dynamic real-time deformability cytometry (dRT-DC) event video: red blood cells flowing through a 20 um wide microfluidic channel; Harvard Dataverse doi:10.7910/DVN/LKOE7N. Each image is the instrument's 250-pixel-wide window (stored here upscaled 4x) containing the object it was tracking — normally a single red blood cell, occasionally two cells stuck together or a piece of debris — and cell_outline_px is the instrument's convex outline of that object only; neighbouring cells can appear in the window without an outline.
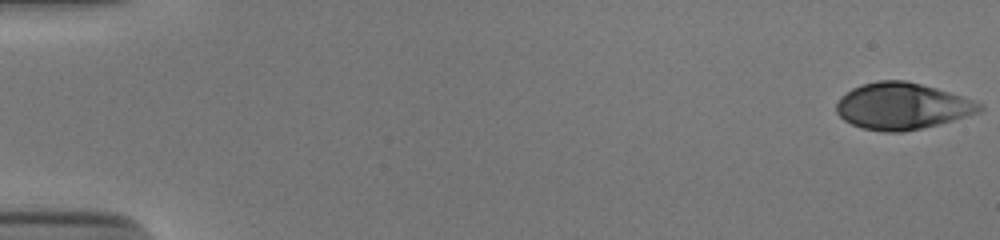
{"species": "human", "species_latin": "Homo sapiens", "temperature_condition": "cold", "stored_images_in_passage": 53, "camera_frame_rate_fps": 3000, "um_per_image_px": 0.085, "donor": {"sex": "male"}, "frame": {"image": 1, "passage_image": 1, "time_ms": 0.0, "image_size_px": [1000, 240], "cell_outline_px": [[984, 108], [980, 112], [952, 120], [904, 132], [884, 132], [864, 128], [852, 124], [844, 120], [836, 112], [836, 104], [840, 96], [852, 88], [860, 84], [876, 80], [904, 80], [936, 88], [984, 104]], "centroid_in_image_um": [76.64, 9.01], "position_along_channel_um": 8.4, "area_um2": 38.67}}
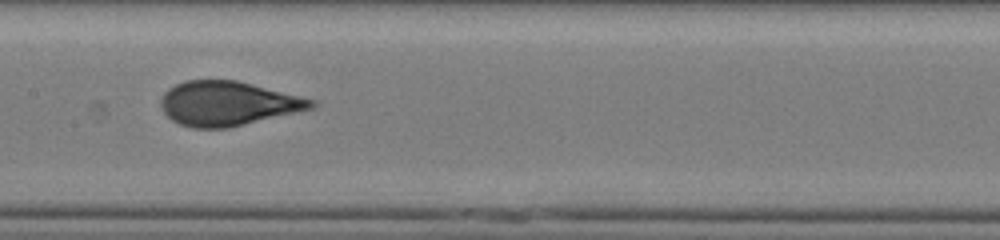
{"frame": {"image": 2, "passage_image": 28, "time_ms": 9.0, "image_size_px": [1000, 240], "cell_outline_px": [[320, 104], [312, 108], [228, 128], [192, 128], [180, 124], [172, 120], [160, 108], [160, 100], [164, 92], [168, 88], [184, 80], [236, 80], [316, 100]], "centroid_in_image_um": [19.33, 8.79], "position_along_channel_um": 188.1, "area_um2": 38.78}}
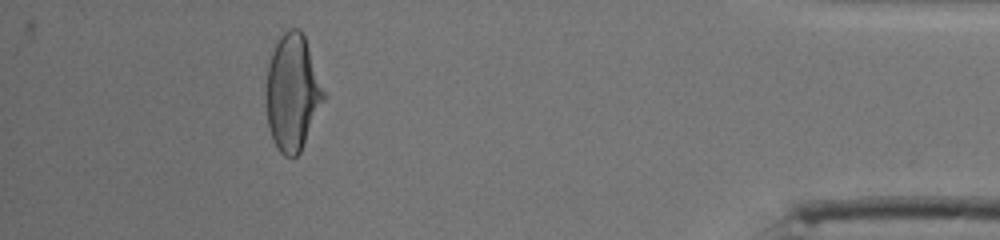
{"frame": {"image": 3, "passage_image": 49, "time_ms": 16.0, "image_size_px": [1000, 240], "cell_outline_px": [[328, 96], [300, 152], [296, 156], [284, 156], [276, 148], [268, 128], [264, 104], [264, 92], [268, 64], [272, 52], [280, 36], [288, 28], [300, 28], [304, 36]], "centroid_in_image_um": [24.86, 7.89], "position_along_channel_um": 410.3, "area_um2": 40.06}, "authors_computed_cell_mechanics": {"area_um2": 39.1306, "velocity_mm_per_s": 3.8821, "shape_relaxation_time_tau1_ms": 4.8619, "shape_relaxation_time_tau2_ms": null, "deformation_change_tau1": 0.1872, "deformation_change_tau2": null}}